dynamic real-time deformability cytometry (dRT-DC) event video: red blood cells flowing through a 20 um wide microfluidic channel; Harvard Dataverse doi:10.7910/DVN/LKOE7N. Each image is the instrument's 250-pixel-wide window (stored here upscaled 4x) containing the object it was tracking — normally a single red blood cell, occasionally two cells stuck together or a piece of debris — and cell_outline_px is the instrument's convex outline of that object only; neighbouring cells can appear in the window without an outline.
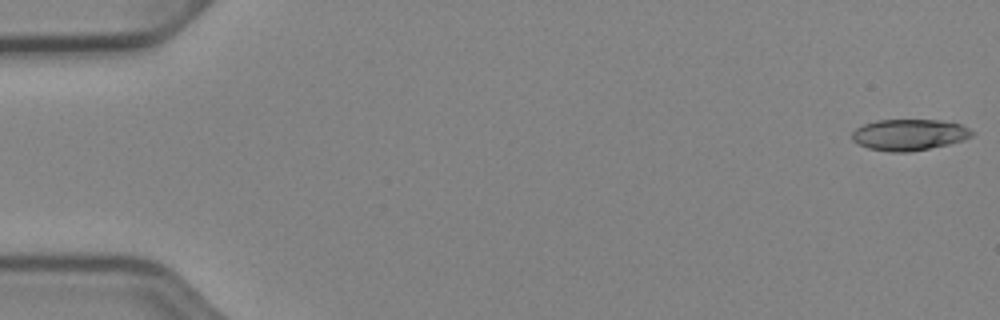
{"species": "Egyptian fruit bat (a non-hibernating species)", "species_latin": "Rousettus aegyptiacus", "temperature_condition": "cold", "stored_images_in_passage": 52, "camera_frame_rate_fps": 3000, "um_per_image_px": 0.085, "animal": {"sex": "female"}, "frame": {"image": 1, "passage_image": 1, "time_ms": 0.0, "image_size_px": [1000, 320], "cell_outline_px": [[976, 132], [972, 136], [964, 140], [948, 144], [908, 152], [892, 152], [868, 148], [852, 140], [852, 132], [856, 128], [864, 124], [876, 120], [940, 120], [960, 124]], "centroid_in_image_um": [77.29, 11.44], "position_along_channel_um": 7.7, "area_um2": 21.73}}
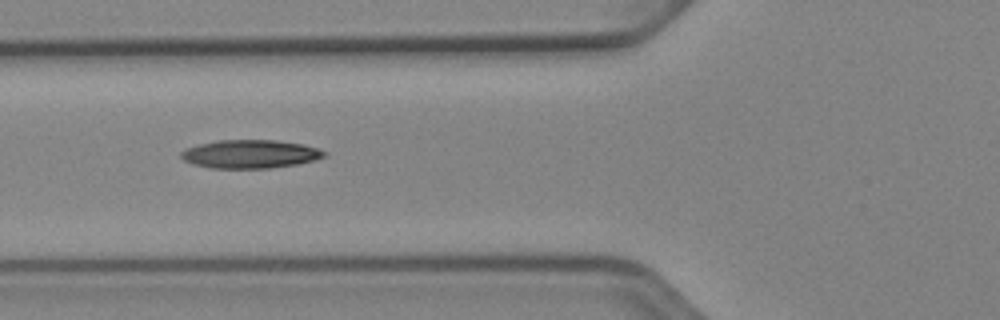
{"frame": {"image": 2, "passage_image": 20, "time_ms": 6.333, "image_size_px": [1000, 320], "cell_outline_px": [[328, 152], [324, 156], [312, 160], [296, 164], [272, 168], [212, 168], [192, 164], [184, 160], [180, 156], [180, 152], [184, 148], [200, 144], [220, 140], [276, 140], [304, 144]], "centroid_in_image_um": [21.23, 13.09], "position_along_channel_um": 104.6, "area_um2": 23.64}}
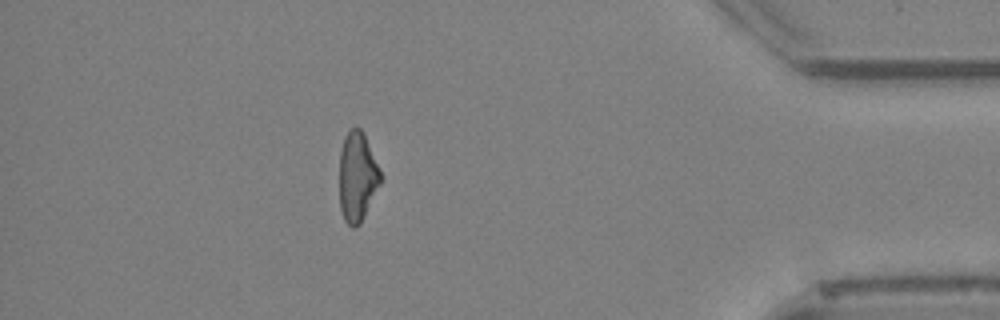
{"frame": {"image": 3, "passage_image": 46, "time_ms": 15.0, "image_size_px": [1000, 320], "cell_outline_px": [[380, 184], [360, 224], [356, 228], [352, 228], [344, 220], [340, 208], [340, 152], [344, 136], [352, 128], [360, 128], [364, 132], [380, 168]], "centroid_in_image_um": [30.37, 15.02], "position_along_channel_um": 404.8, "area_um2": 21.44}, "authors_computed_cell_mechanics": {"area_um2": 22.542, "velocity_mm_per_s": 3.9577, "shape_relaxation_time_tau1_ms": 5.7782, "shape_relaxation_time_tau2_ms": 4.5187, "deformation_change_tau1": 0.1711, "deformation_change_tau2": 0.1252}}